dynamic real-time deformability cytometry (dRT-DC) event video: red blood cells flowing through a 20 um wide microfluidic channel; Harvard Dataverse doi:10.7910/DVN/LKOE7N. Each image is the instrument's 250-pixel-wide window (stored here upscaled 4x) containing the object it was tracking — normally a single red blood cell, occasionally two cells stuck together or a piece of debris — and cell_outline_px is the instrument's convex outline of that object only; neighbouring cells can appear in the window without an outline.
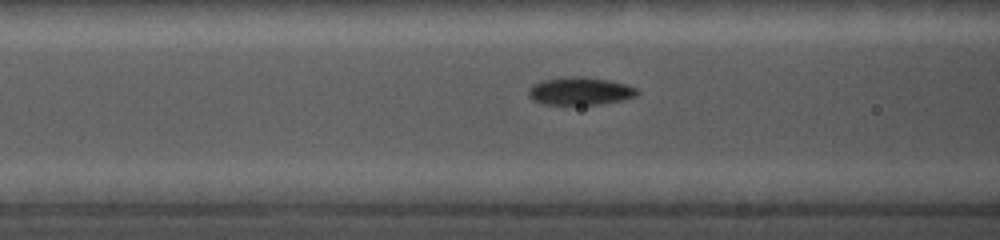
{"species": "common noctule bat (a hibernating species)", "species_latin": "Nyctalus noctula", "temperature_condition": "cold", "stored_images_in_passage": 36, "camera_frame_rate_fps": 5000, "um_per_image_px": 0.085, "animal": {"sex": "female", "body_mass_g": 19.0, "forearm_length_mm": 56.7}, "frame": {"image": 1, "passage_image": 13, "time_ms": 4.6, "image_size_px": [1000, 240], "cell_outline_px": [[640, 92], [636, 96], [620, 100], [600, 104], [544, 104], [532, 100], [528, 96], [528, 88], [532, 84], [544, 80], [564, 76], [580, 76], [608, 80], [624, 84], [636, 88]], "centroid_in_image_um": [49.26, 7.73], "position_along_channel_um": 117.3, "area_um2": 17.57}}
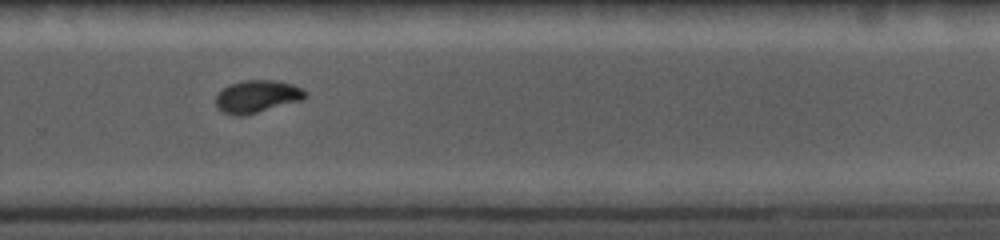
{"frame": {"image": 2, "passage_image": 24, "time_ms": 9.6, "image_size_px": [1000, 240], "cell_outline_px": [[308, 96], [300, 100], [244, 116], [236, 116], [224, 112], [216, 108], [216, 96], [228, 84], [244, 80], [272, 80], [292, 84], [308, 92]], "centroid_in_image_um": [21.83, 8.2], "position_along_channel_um": 308.0, "area_um2": 16.82}}
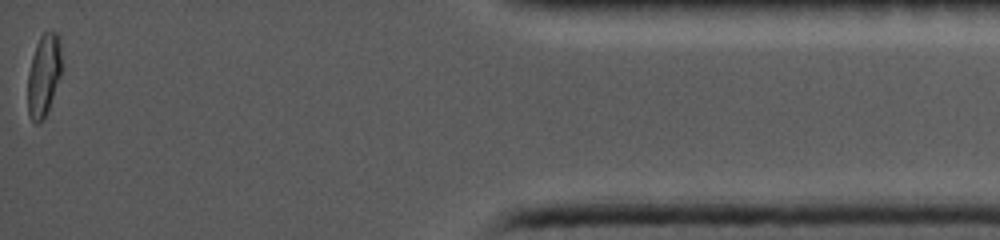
{"frame": {"image": 3, "passage_image": 36, "time_ms": 14.2, "image_size_px": [1000, 240], "cell_outline_px": [[60, 76], [48, 112], [36, 124], [28, 116], [28, 72], [32, 56], [36, 44], [40, 36], [44, 32], [60, 32]], "centroid_in_image_um": [3.71, 6.37], "position_along_channel_um": 431.5, "area_um2": 16.18}}